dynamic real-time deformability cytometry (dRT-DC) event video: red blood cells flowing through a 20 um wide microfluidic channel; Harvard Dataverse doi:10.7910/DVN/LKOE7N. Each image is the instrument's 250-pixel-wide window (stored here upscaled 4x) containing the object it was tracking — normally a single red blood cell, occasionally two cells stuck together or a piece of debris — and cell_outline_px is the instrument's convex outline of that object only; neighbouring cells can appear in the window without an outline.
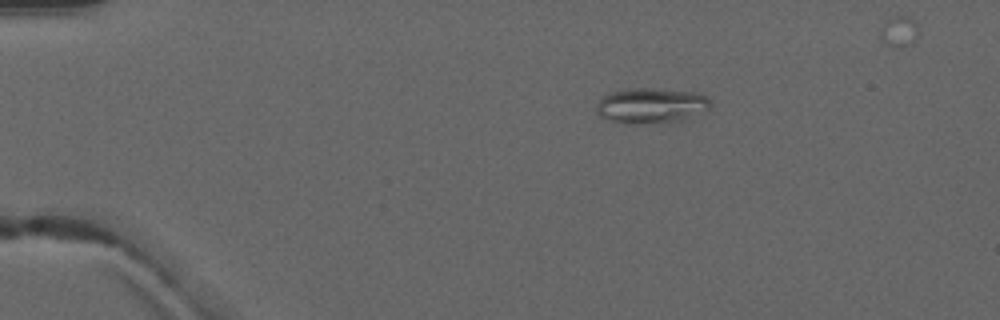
{"species": "common noctule bat (a hibernating species)", "species_latin": "Nyctalus noctula", "temperature_condition": "warm", "stored_images_in_passage": 3, "camera_frame_rate_fps": 3000, "um_per_image_px": 0.085, "animal": {"sex": "male", "forearm_length_mm": 52.5}, "frame": {"image": 1, "passage_image": 2, "time_ms": 1.667, "image_size_px": [1000, 320], "cell_outline_px": [[712, 104], [708, 108], [684, 120], [672, 124], [628, 124], [608, 120], [600, 116], [596, 112], [596, 104], [600, 96], [608, 92], [624, 88], [652, 88], [700, 92]], "centroid_in_image_um": [55.29, 8.98], "position_along_channel_um": 29.7, "area_um2": 24.33}}